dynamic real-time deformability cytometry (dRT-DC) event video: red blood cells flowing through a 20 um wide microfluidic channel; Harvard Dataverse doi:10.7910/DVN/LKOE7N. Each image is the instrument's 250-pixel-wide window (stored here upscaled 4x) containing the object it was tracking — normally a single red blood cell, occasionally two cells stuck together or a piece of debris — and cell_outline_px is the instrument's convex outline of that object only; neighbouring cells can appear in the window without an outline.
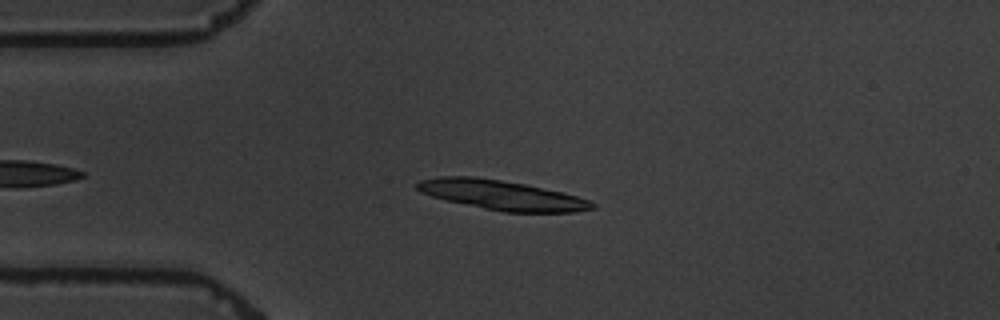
{"species": "common noctule bat (a hibernating species)", "species_latin": "Nyctalus noctula", "temperature_condition": "warm", "stored_images_in_passage": 7, "camera_frame_rate_fps": 3000, "um_per_image_px": 0.085, "animal": {"sex": "male", "body_mass_g": 19.5, "forearm_length_mm": 54.6}, "frame": {"image": 1, "passage_image": 4, "time_ms": 3.333, "image_size_px": [1000, 320], "cell_outline_px": [[596, 208], [576, 212], [504, 212], [484, 208], [448, 200], [432, 196], [420, 192], [416, 188], [416, 184], [420, 180], [440, 176], [476, 176], [524, 184], [560, 192], [576, 196], [588, 200], [596, 204]], "centroid_in_image_um": [42.64, 16.58], "position_along_channel_um": 42.4, "area_um2": 29.88}}